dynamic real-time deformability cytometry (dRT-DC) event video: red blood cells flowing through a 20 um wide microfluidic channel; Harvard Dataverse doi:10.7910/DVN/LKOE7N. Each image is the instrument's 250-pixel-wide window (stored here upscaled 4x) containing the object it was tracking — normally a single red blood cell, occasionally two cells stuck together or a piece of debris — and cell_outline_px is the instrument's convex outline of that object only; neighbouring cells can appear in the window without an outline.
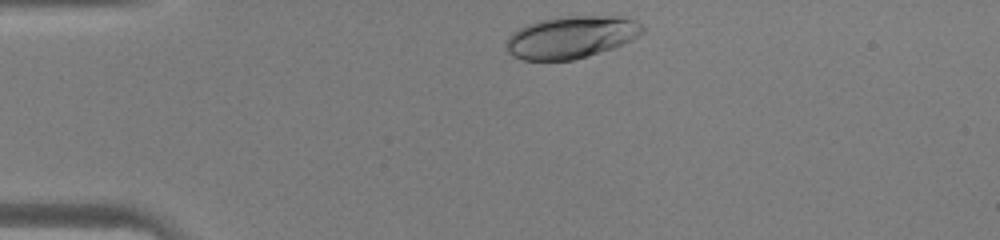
{"species": "human", "species_latin": "Homo sapiens", "temperature_condition": "warm", "stored_images_in_passage": 28, "camera_frame_rate_fps": 3000, "um_per_image_px": 0.085, "donor": {"sex": "male"}, "frame": {"image": 1, "passage_image": 1, "time_ms": 0.0, "image_size_px": [1000, 240], "cell_outline_px": [[644, 32], [640, 36], [624, 44], [588, 56], [572, 60], [520, 60], [512, 56], [504, 48], [508, 36], [512, 32], [536, 20], [556, 16], [624, 16], [636, 20], [644, 28]], "centroid_in_image_um": [48.54, 3.15], "position_along_channel_um": 36.5, "area_um2": 34.1}}
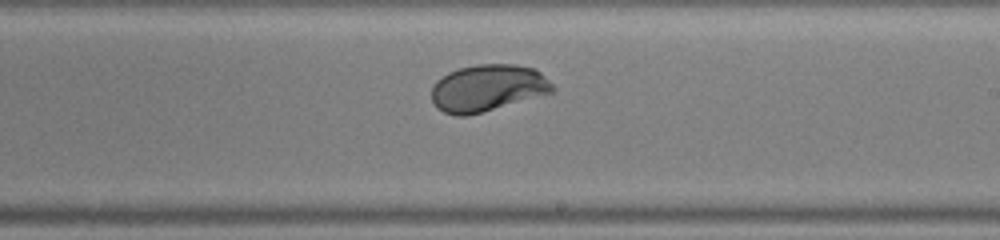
{"frame": {"image": 2, "passage_image": 18, "time_ms": 5.667, "image_size_px": [1000, 240], "cell_outline_px": [[556, 88], [552, 92], [468, 116], [456, 116], [444, 112], [436, 108], [432, 100], [432, 84], [436, 80], [448, 72], [460, 68], [476, 64], [516, 64], [536, 68]], "centroid_in_image_um": [41.42, 7.47], "position_along_channel_um": 247.6, "area_um2": 33.06}}
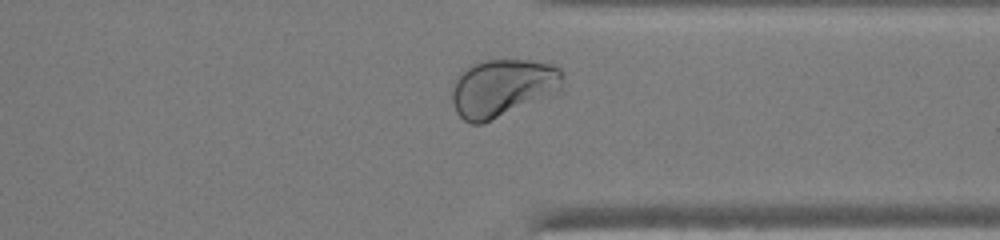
{"frame": {"image": 3, "passage_image": 26, "time_ms": 8.333, "image_size_px": [1000, 240], "cell_outline_px": [[564, 76], [560, 92], [552, 96], [484, 124], [472, 124], [464, 120], [456, 112], [452, 104], [452, 88], [456, 76], [464, 68], [472, 64], [484, 60], [532, 60], [552, 64], [560, 68], [564, 72]], "centroid_in_image_um": [42.74, 7.48], "position_along_channel_um": 368.7, "area_um2": 38.21}}